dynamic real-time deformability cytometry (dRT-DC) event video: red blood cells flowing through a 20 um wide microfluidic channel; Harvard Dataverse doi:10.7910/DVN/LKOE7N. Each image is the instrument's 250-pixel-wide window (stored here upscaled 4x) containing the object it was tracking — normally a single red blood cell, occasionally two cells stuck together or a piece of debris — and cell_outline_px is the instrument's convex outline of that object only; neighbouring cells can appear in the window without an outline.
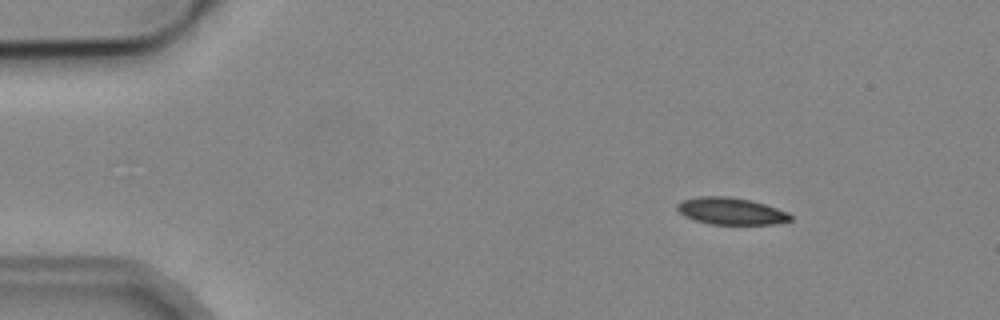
{"species": "common noctule bat (a hibernating species)", "species_latin": "Nyctalus noctula", "temperature_condition": "cold", "stored_images_in_passage": 7, "camera_frame_rate_fps": 3000, "um_per_image_px": 0.085, "animal": {"sex": "male", "body_mass_g": 19.2, "forearm_length_mm": 51.8}, "frame": {"image": 1, "passage_image": 2, "time_ms": 2.0, "image_size_px": [1000, 320], "cell_outline_px": [[792, 220], [776, 224], [712, 224], [696, 220], [684, 216], [676, 208], [676, 204], [680, 200], [700, 196], [728, 196], [752, 200], [788, 212], [792, 216]], "centroid_in_image_um": [62.12, 17.93], "position_along_channel_um": 22.9, "area_um2": 17.86}}
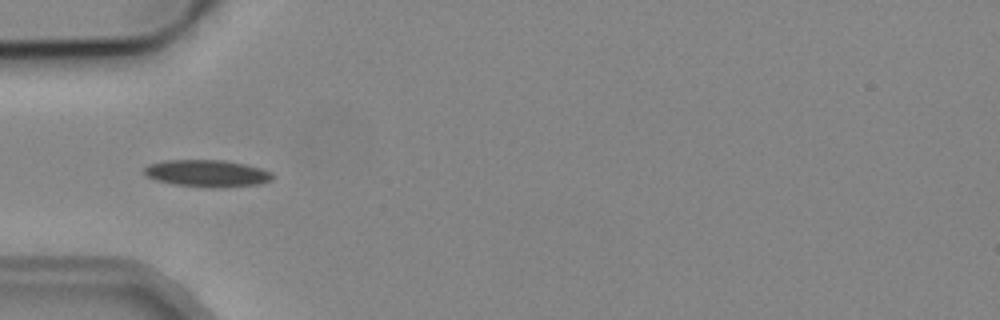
{"frame": {"image": 2, "passage_image": 5, "time_ms": 5.333, "image_size_px": [1000, 320], "cell_outline_px": [[276, 176], [272, 180], [260, 184], [212, 188], [176, 184], [156, 180], [144, 176], [144, 168], [148, 164], [164, 160], [224, 160], [244, 164], [260, 168], [272, 172]], "centroid_in_image_um": [17.61, 14.73], "position_along_channel_um": 67.4, "area_um2": 20.29}}
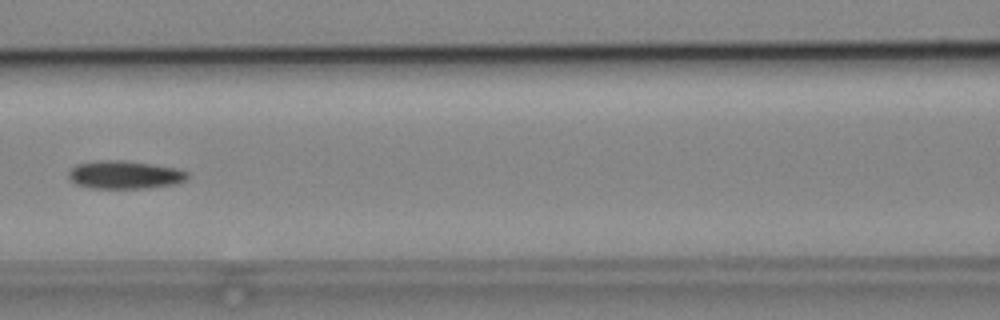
{"frame": {"image": 3, "passage_image": 7, "time_ms": 7.667, "image_size_px": [1000, 320], "cell_outline_px": [[188, 176], [184, 180], [176, 184], [144, 188], [92, 188], [76, 184], [68, 176], [68, 172], [76, 164], [96, 160], [124, 160], [180, 168], [188, 172]], "centroid_in_image_um": [10.61, 14.84], "position_along_channel_um": 156.0, "area_um2": 19.54}}